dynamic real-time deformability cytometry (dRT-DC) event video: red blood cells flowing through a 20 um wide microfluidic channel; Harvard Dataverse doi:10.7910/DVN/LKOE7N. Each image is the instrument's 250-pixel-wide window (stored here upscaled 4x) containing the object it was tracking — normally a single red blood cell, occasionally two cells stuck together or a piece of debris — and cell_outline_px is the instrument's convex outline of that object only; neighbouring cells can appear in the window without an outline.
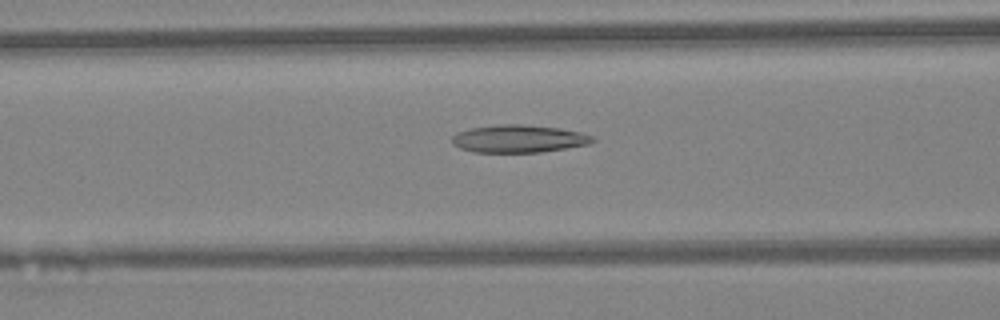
{"species": "Egyptian fruit bat (a non-hibernating species)", "species_latin": "Rousettus aegyptiacus", "temperature_condition": "warm", "stored_images_in_passage": 26, "camera_frame_rate_fps": 3000, "um_per_image_px": 0.085, "animal": {"sex": "female"}, "frame": {"image": 1, "passage_image": 7, "time_ms": 2.0, "image_size_px": [1000, 320], "cell_outline_px": [[596, 140], [588, 144], [540, 152], [472, 152], [460, 148], [452, 144], [452, 136], [456, 132], [472, 128], [500, 124], [520, 124], [560, 128], [580, 132], [592, 136]], "centroid_in_image_um": [44.06, 11.79], "position_along_channel_um": 122.5, "area_um2": 22.54}}
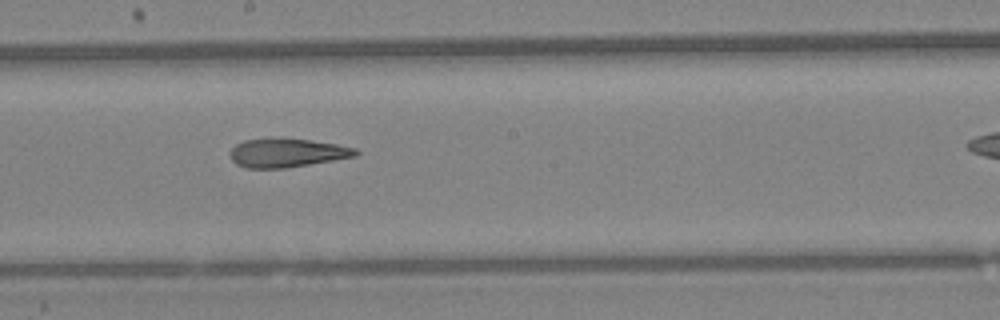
{"frame": {"image": 2, "passage_image": 14, "time_ms": 4.333, "image_size_px": [1000, 320], "cell_outline_px": [[360, 152], [356, 156], [284, 168], [244, 168], [236, 164], [232, 160], [228, 152], [236, 144], [244, 140], [280, 136], [336, 144], [356, 148]], "centroid_in_image_um": [24.34, 12.97], "position_along_channel_um": 223.9, "area_um2": 21.33}}
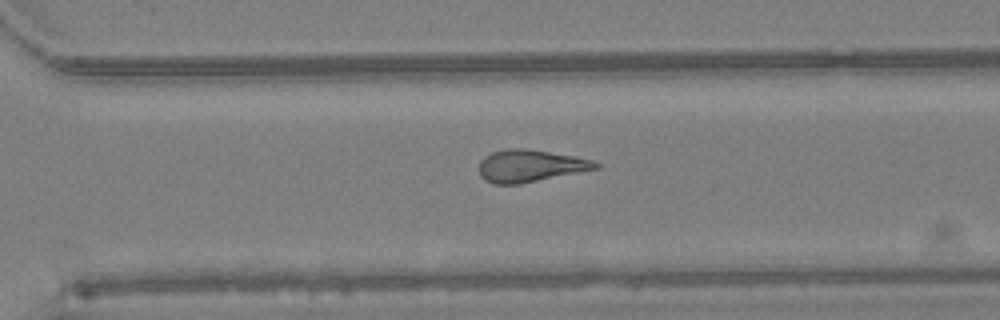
{"frame": {"image": 3, "passage_image": 21, "time_ms": 6.667, "image_size_px": [1000, 320], "cell_outline_px": [[600, 168], [520, 184], [492, 184], [484, 180], [480, 176], [480, 160], [484, 156], [492, 152], [508, 148], [528, 148], [576, 156], [592, 160], [600, 164]], "centroid_in_image_um": [45.06, 14.09], "position_along_channel_um": 325.5, "area_um2": 22.08}}